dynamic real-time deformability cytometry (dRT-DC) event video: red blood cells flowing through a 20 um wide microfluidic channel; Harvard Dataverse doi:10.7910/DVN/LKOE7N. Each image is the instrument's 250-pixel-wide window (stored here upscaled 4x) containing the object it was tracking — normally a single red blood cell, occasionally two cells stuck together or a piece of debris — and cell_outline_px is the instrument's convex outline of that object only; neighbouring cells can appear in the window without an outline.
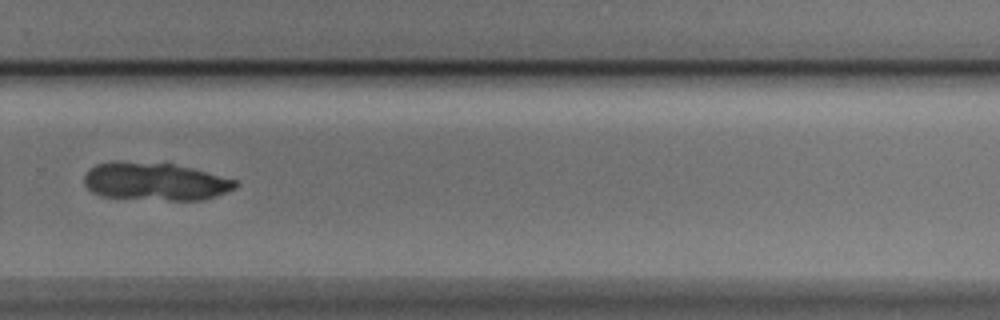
{"species": "Egyptian fruit bat (a non-hibernating species)", "species_latin": "Rousettus aegyptiacus", "temperature_condition": "cold", "stored_images_in_passage": 41, "camera_frame_rate_fps": 3000, "um_per_image_px": 0.085, "animal": {"sex": "male"}, "frame": {"image": 1, "passage_image": 25, "time_ms": 8.0, "image_size_px": [1000, 320], "cell_outline_px": [[240, 184], [236, 188], [216, 196], [204, 200], [172, 200], [100, 196], [92, 192], [84, 184], [84, 176], [88, 168], [96, 164], [116, 160], [120, 160], [172, 164], [192, 168], [236, 180]], "centroid_in_image_um": [13.16, 15.41], "position_along_channel_um": 316.6, "area_um2": 33.58}}
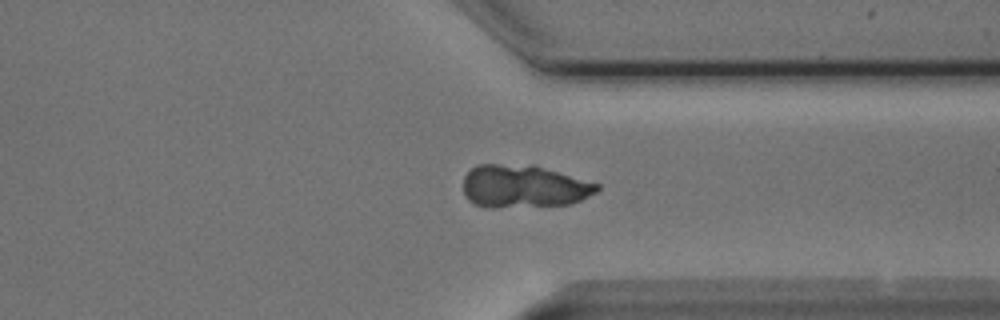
{"frame": {"image": 2, "passage_image": 29, "time_ms": 9.333, "image_size_px": [1000, 320], "cell_outline_px": [[600, 188], [596, 192], [572, 204], [496, 208], [484, 208], [468, 200], [464, 192], [464, 176], [476, 164], [536, 164], [600, 184]], "centroid_in_image_um": [44.53, 15.83], "position_along_channel_um": 366.9, "area_um2": 33.93}}
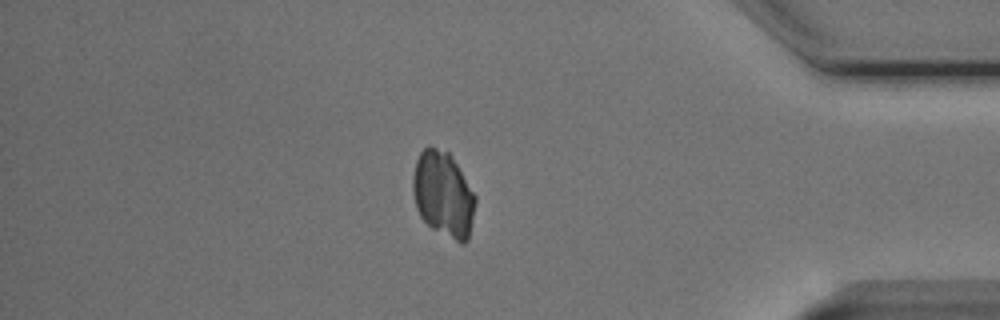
{"frame": {"image": 3, "passage_image": 34, "time_ms": 11.0, "image_size_px": [1000, 320], "cell_outline_px": [[476, 200], [468, 240], [464, 244], [460, 244], [432, 228], [420, 216], [416, 208], [412, 192], [412, 176], [416, 160], [420, 152], [428, 144], [432, 144], [448, 152], [456, 164], [476, 196]], "centroid_in_image_um": [37.65, 16.5], "position_along_channel_um": 397.5, "area_um2": 31.33}}